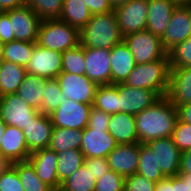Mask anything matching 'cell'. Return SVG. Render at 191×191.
<instances>
[{"instance_id":"cell-1","label":"cell","mask_w":191,"mask_h":191,"mask_svg":"<svg viewBox=\"0 0 191 191\" xmlns=\"http://www.w3.org/2000/svg\"><path fill=\"white\" fill-rule=\"evenodd\" d=\"M139 143L172 137L178 120L177 108L166 96L135 115Z\"/></svg>"},{"instance_id":"cell-2","label":"cell","mask_w":191,"mask_h":191,"mask_svg":"<svg viewBox=\"0 0 191 191\" xmlns=\"http://www.w3.org/2000/svg\"><path fill=\"white\" fill-rule=\"evenodd\" d=\"M79 35L84 48L112 49L123 41L114 11L92 15Z\"/></svg>"},{"instance_id":"cell-3","label":"cell","mask_w":191,"mask_h":191,"mask_svg":"<svg viewBox=\"0 0 191 191\" xmlns=\"http://www.w3.org/2000/svg\"><path fill=\"white\" fill-rule=\"evenodd\" d=\"M170 71L168 57L145 64H136L124 84L133 88L148 89L163 97L168 91Z\"/></svg>"},{"instance_id":"cell-4","label":"cell","mask_w":191,"mask_h":191,"mask_svg":"<svg viewBox=\"0 0 191 191\" xmlns=\"http://www.w3.org/2000/svg\"><path fill=\"white\" fill-rule=\"evenodd\" d=\"M36 43L63 53L80 44L79 30L59 19H44L40 23Z\"/></svg>"},{"instance_id":"cell-5","label":"cell","mask_w":191,"mask_h":191,"mask_svg":"<svg viewBox=\"0 0 191 191\" xmlns=\"http://www.w3.org/2000/svg\"><path fill=\"white\" fill-rule=\"evenodd\" d=\"M136 64H145L168 57L162 46L161 38L148 30L131 33L123 37Z\"/></svg>"},{"instance_id":"cell-6","label":"cell","mask_w":191,"mask_h":191,"mask_svg":"<svg viewBox=\"0 0 191 191\" xmlns=\"http://www.w3.org/2000/svg\"><path fill=\"white\" fill-rule=\"evenodd\" d=\"M92 105L63 98L58 108L49 114L53 127L83 130L87 124Z\"/></svg>"},{"instance_id":"cell-7","label":"cell","mask_w":191,"mask_h":191,"mask_svg":"<svg viewBox=\"0 0 191 191\" xmlns=\"http://www.w3.org/2000/svg\"><path fill=\"white\" fill-rule=\"evenodd\" d=\"M191 37V2H179L161 37L162 46L168 52L175 45Z\"/></svg>"},{"instance_id":"cell-8","label":"cell","mask_w":191,"mask_h":191,"mask_svg":"<svg viewBox=\"0 0 191 191\" xmlns=\"http://www.w3.org/2000/svg\"><path fill=\"white\" fill-rule=\"evenodd\" d=\"M62 63L61 52L44 48L36 43L25 69L32 75L56 79L62 72Z\"/></svg>"},{"instance_id":"cell-9","label":"cell","mask_w":191,"mask_h":191,"mask_svg":"<svg viewBox=\"0 0 191 191\" xmlns=\"http://www.w3.org/2000/svg\"><path fill=\"white\" fill-rule=\"evenodd\" d=\"M5 13L9 16L11 34H14L15 40L37 42L42 20L28 5L6 10Z\"/></svg>"},{"instance_id":"cell-10","label":"cell","mask_w":191,"mask_h":191,"mask_svg":"<svg viewBox=\"0 0 191 191\" xmlns=\"http://www.w3.org/2000/svg\"><path fill=\"white\" fill-rule=\"evenodd\" d=\"M63 98L93 105L97 84L86 75L61 72L56 78Z\"/></svg>"},{"instance_id":"cell-11","label":"cell","mask_w":191,"mask_h":191,"mask_svg":"<svg viewBox=\"0 0 191 191\" xmlns=\"http://www.w3.org/2000/svg\"><path fill=\"white\" fill-rule=\"evenodd\" d=\"M114 12L123 37L146 30L148 1L130 0L127 4L116 8Z\"/></svg>"},{"instance_id":"cell-12","label":"cell","mask_w":191,"mask_h":191,"mask_svg":"<svg viewBox=\"0 0 191 191\" xmlns=\"http://www.w3.org/2000/svg\"><path fill=\"white\" fill-rule=\"evenodd\" d=\"M39 112L15 93L0 97V118L6 125L22 130Z\"/></svg>"},{"instance_id":"cell-13","label":"cell","mask_w":191,"mask_h":191,"mask_svg":"<svg viewBox=\"0 0 191 191\" xmlns=\"http://www.w3.org/2000/svg\"><path fill=\"white\" fill-rule=\"evenodd\" d=\"M117 88L118 113L136 115L160 98L154 91L129 87L124 83H117Z\"/></svg>"},{"instance_id":"cell-14","label":"cell","mask_w":191,"mask_h":191,"mask_svg":"<svg viewBox=\"0 0 191 191\" xmlns=\"http://www.w3.org/2000/svg\"><path fill=\"white\" fill-rule=\"evenodd\" d=\"M118 145L108 132V128H89L82 130V143L80 150L85 158L106 156Z\"/></svg>"},{"instance_id":"cell-15","label":"cell","mask_w":191,"mask_h":191,"mask_svg":"<svg viewBox=\"0 0 191 191\" xmlns=\"http://www.w3.org/2000/svg\"><path fill=\"white\" fill-rule=\"evenodd\" d=\"M146 144L155 154L156 164L165 177L179 173L182 152L174 144L172 137L151 140Z\"/></svg>"},{"instance_id":"cell-16","label":"cell","mask_w":191,"mask_h":191,"mask_svg":"<svg viewBox=\"0 0 191 191\" xmlns=\"http://www.w3.org/2000/svg\"><path fill=\"white\" fill-rule=\"evenodd\" d=\"M85 75L97 85L111 84L110 49L84 48Z\"/></svg>"},{"instance_id":"cell-17","label":"cell","mask_w":191,"mask_h":191,"mask_svg":"<svg viewBox=\"0 0 191 191\" xmlns=\"http://www.w3.org/2000/svg\"><path fill=\"white\" fill-rule=\"evenodd\" d=\"M110 170L128 177L136 173L139 160V142L118 144L107 156Z\"/></svg>"},{"instance_id":"cell-18","label":"cell","mask_w":191,"mask_h":191,"mask_svg":"<svg viewBox=\"0 0 191 191\" xmlns=\"http://www.w3.org/2000/svg\"><path fill=\"white\" fill-rule=\"evenodd\" d=\"M52 129L53 124L47 114L39 112L31 119L22 129L30 153L49 147Z\"/></svg>"},{"instance_id":"cell-19","label":"cell","mask_w":191,"mask_h":191,"mask_svg":"<svg viewBox=\"0 0 191 191\" xmlns=\"http://www.w3.org/2000/svg\"><path fill=\"white\" fill-rule=\"evenodd\" d=\"M30 154L23 131L16 126L6 125L0 145V156L11 164L27 161Z\"/></svg>"},{"instance_id":"cell-20","label":"cell","mask_w":191,"mask_h":191,"mask_svg":"<svg viewBox=\"0 0 191 191\" xmlns=\"http://www.w3.org/2000/svg\"><path fill=\"white\" fill-rule=\"evenodd\" d=\"M178 3V0L148 1L146 30L161 38L168 27L173 10Z\"/></svg>"},{"instance_id":"cell-21","label":"cell","mask_w":191,"mask_h":191,"mask_svg":"<svg viewBox=\"0 0 191 191\" xmlns=\"http://www.w3.org/2000/svg\"><path fill=\"white\" fill-rule=\"evenodd\" d=\"M56 160V152L49 147L37 150L28 157L39 179L52 189L60 188L61 185L56 174Z\"/></svg>"},{"instance_id":"cell-22","label":"cell","mask_w":191,"mask_h":191,"mask_svg":"<svg viewBox=\"0 0 191 191\" xmlns=\"http://www.w3.org/2000/svg\"><path fill=\"white\" fill-rule=\"evenodd\" d=\"M166 97L176 108L191 102V67L171 68Z\"/></svg>"},{"instance_id":"cell-23","label":"cell","mask_w":191,"mask_h":191,"mask_svg":"<svg viewBox=\"0 0 191 191\" xmlns=\"http://www.w3.org/2000/svg\"><path fill=\"white\" fill-rule=\"evenodd\" d=\"M111 84L124 83L136 66L135 59L124 41L110 49Z\"/></svg>"},{"instance_id":"cell-24","label":"cell","mask_w":191,"mask_h":191,"mask_svg":"<svg viewBox=\"0 0 191 191\" xmlns=\"http://www.w3.org/2000/svg\"><path fill=\"white\" fill-rule=\"evenodd\" d=\"M135 115L128 113L110 114L108 132L118 144L138 143Z\"/></svg>"},{"instance_id":"cell-25","label":"cell","mask_w":191,"mask_h":191,"mask_svg":"<svg viewBox=\"0 0 191 191\" xmlns=\"http://www.w3.org/2000/svg\"><path fill=\"white\" fill-rule=\"evenodd\" d=\"M46 80L44 77L27 73L15 94L29 106L41 112V100Z\"/></svg>"},{"instance_id":"cell-26","label":"cell","mask_w":191,"mask_h":191,"mask_svg":"<svg viewBox=\"0 0 191 191\" xmlns=\"http://www.w3.org/2000/svg\"><path fill=\"white\" fill-rule=\"evenodd\" d=\"M92 14L84 0H63L59 20L79 31L89 22Z\"/></svg>"},{"instance_id":"cell-27","label":"cell","mask_w":191,"mask_h":191,"mask_svg":"<svg viewBox=\"0 0 191 191\" xmlns=\"http://www.w3.org/2000/svg\"><path fill=\"white\" fill-rule=\"evenodd\" d=\"M27 71L24 66L9 61H2L0 66V97L16 93Z\"/></svg>"},{"instance_id":"cell-28","label":"cell","mask_w":191,"mask_h":191,"mask_svg":"<svg viewBox=\"0 0 191 191\" xmlns=\"http://www.w3.org/2000/svg\"><path fill=\"white\" fill-rule=\"evenodd\" d=\"M56 174L58 182L62 184L71 174L84 164L85 156L80 149H70L56 152Z\"/></svg>"},{"instance_id":"cell-29","label":"cell","mask_w":191,"mask_h":191,"mask_svg":"<svg viewBox=\"0 0 191 191\" xmlns=\"http://www.w3.org/2000/svg\"><path fill=\"white\" fill-rule=\"evenodd\" d=\"M82 131L70 128L53 127L49 148L55 152L80 149Z\"/></svg>"},{"instance_id":"cell-30","label":"cell","mask_w":191,"mask_h":191,"mask_svg":"<svg viewBox=\"0 0 191 191\" xmlns=\"http://www.w3.org/2000/svg\"><path fill=\"white\" fill-rule=\"evenodd\" d=\"M136 173L155 183L165 178L156 164L155 154L146 143H139V160Z\"/></svg>"},{"instance_id":"cell-31","label":"cell","mask_w":191,"mask_h":191,"mask_svg":"<svg viewBox=\"0 0 191 191\" xmlns=\"http://www.w3.org/2000/svg\"><path fill=\"white\" fill-rule=\"evenodd\" d=\"M34 42L13 40L2 44V61H9L26 66L34 49Z\"/></svg>"},{"instance_id":"cell-32","label":"cell","mask_w":191,"mask_h":191,"mask_svg":"<svg viewBox=\"0 0 191 191\" xmlns=\"http://www.w3.org/2000/svg\"><path fill=\"white\" fill-rule=\"evenodd\" d=\"M117 84L98 85L92 107L108 114L118 113Z\"/></svg>"},{"instance_id":"cell-33","label":"cell","mask_w":191,"mask_h":191,"mask_svg":"<svg viewBox=\"0 0 191 191\" xmlns=\"http://www.w3.org/2000/svg\"><path fill=\"white\" fill-rule=\"evenodd\" d=\"M17 170L21 185L24 191H52L53 189L45 182L41 181L36 174L32 164L27 161L11 163Z\"/></svg>"},{"instance_id":"cell-34","label":"cell","mask_w":191,"mask_h":191,"mask_svg":"<svg viewBox=\"0 0 191 191\" xmlns=\"http://www.w3.org/2000/svg\"><path fill=\"white\" fill-rule=\"evenodd\" d=\"M96 178L83 164L60 185L64 191H94Z\"/></svg>"},{"instance_id":"cell-35","label":"cell","mask_w":191,"mask_h":191,"mask_svg":"<svg viewBox=\"0 0 191 191\" xmlns=\"http://www.w3.org/2000/svg\"><path fill=\"white\" fill-rule=\"evenodd\" d=\"M62 72L85 75L84 47L80 44L62 53Z\"/></svg>"},{"instance_id":"cell-36","label":"cell","mask_w":191,"mask_h":191,"mask_svg":"<svg viewBox=\"0 0 191 191\" xmlns=\"http://www.w3.org/2000/svg\"><path fill=\"white\" fill-rule=\"evenodd\" d=\"M63 96L57 79H47L41 100V113L51 114L62 102Z\"/></svg>"},{"instance_id":"cell-37","label":"cell","mask_w":191,"mask_h":191,"mask_svg":"<svg viewBox=\"0 0 191 191\" xmlns=\"http://www.w3.org/2000/svg\"><path fill=\"white\" fill-rule=\"evenodd\" d=\"M28 5L41 20L58 19L62 10L63 0H26Z\"/></svg>"},{"instance_id":"cell-38","label":"cell","mask_w":191,"mask_h":191,"mask_svg":"<svg viewBox=\"0 0 191 191\" xmlns=\"http://www.w3.org/2000/svg\"><path fill=\"white\" fill-rule=\"evenodd\" d=\"M170 68L191 67V37L178 43L167 52Z\"/></svg>"},{"instance_id":"cell-39","label":"cell","mask_w":191,"mask_h":191,"mask_svg":"<svg viewBox=\"0 0 191 191\" xmlns=\"http://www.w3.org/2000/svg\"><path fill=\"white\" fill-rule=\"evenodd\" d=\"M125 177L109 170L96 180L94 191H124Z\"/></svg>"},{"instance_id":"cell-40","label":"cell","mask_w":191,"mask_h":191,"mask_svg":"<svg viewBox=\"0 0 191 191\" xmlns=\"http://www.w3.org/2000/svg\"><path fill=\"white\" fill-rule=\"evenodd\" d=\"M174 144L181 152L191 149V124L177 120L172 134Z\"/></svg>"},{"instance_id":"cell-41","label":"cell","mask_w":191,"mask_h":191,"mask_svg":"<svg viewBox=\"0 0 191 191\" xmlns=\"http://www.w3.org/2000/svg\"><path fill=\"white\" fill-rule=\"evenodd\" d=\"M0 191H24L17 170L11 164L0 174Z\"/></svg>"},{"instance_id":"cell-42","label":"cell","mask_w":191,"mask_h":191,"mask_svg":"<svg viewBox=\"0 0 191 191\" xmlns=\"http://www.w3.org/2000/svg\"><path fill=\"white\" fill-rule=\"evenodd\" d=\"M155 185V182L135 173L125 178L124 191H154Z\"/></svg>"},{"instance_id":"cell-43","label":"cell","mask_w":191,"mask_h":191,"mask_svg":"<svg viewBox=\"0 0 191 191\" xmlns=\"http://www.w3.org/2000/svg\"><path fill=\"white\" fill-rule=\"evenodd\" d=\"M154 191H189V189L187 180H182L178 175H175L159 180Z\"/></svg>"},{"instance_id":"cell-44","label":"cell","mask_w":191,"mask_h":191,"mask_svg":"<svg viewBox=\"0 0 191 191\" xmlns=\"http://www.w3.org/2000/svg\"><path fill=\"white\" fill-rule=\"evenodd\" d=\"M84 165L91 171L96 180L110 170L106 158L101 157L85 158Z\"/></svg>"},{"instance_id":"cell-45","label":"cell","mask_w":191,"mask_h":191,"mask_svg":"<svg viewBox=\"0 0 191 191\" xmlns=\"http://www.w3.org/2000/svg\"><path fill=\"white\" fill-rule=\"evenodd\" d=\"M110 114L104 111L91 108L87 127L89 128H108Z\"/></svg>"},{"instance_id":"cell-46","label":"cell","mask_w":191,"mask_h":191,"mask_svg":"<svg viewBox=\"0 0 191 191\" xmlns=\"http://www.w3.org/2000/svg\"><path fill=\"white\" fill-rule=\"evenodd\" d=\"M15 40L14 34H11V22L9 16L4 12L0 14V42L2 44Z\"/></svg>"},{"instance_id":"cell-47","label":"cell","mask_w":191,"mask_h":191,"mask_svg":"<svg viewBox=\"0 0 191 191\" xmlns=\"http://www.w3.org/2000/svg\"><path fill=\"white\" fill-rule=\"evenodd\" d=\"M92 15L114 11L109 0H84Z\"/></svg>"},{"instance_id":"cell-48","label":"cell","mask_w":191,"mask_h":191,"mask_svg":"<svg viewBox=\"0 0 191 191\" xmlns=\"http://www.w3.org/2000/svg\"><path fill=\"white\" fill-rule=\"evenodd\" d=\"M179 173L191 174V149L182 152Z\"/></svg>"},{"instance_id":"cell-49","label":"cell","mask_w":191,"mask_h":191,"mask_svg":"<svg viewBox=\"0 0 191 191\" xmlns=\"http://www.w3.org/2000/svg\"><path fill=\"white\" fill-rule=\"evenodd\" d=\"M177 111L181 121L191 124V102L178 106Z\"/></svg>"},{"instance_id":"cell-50","label":"cell","mask_w":191,"mask_h":191,"mask_svg":"<svg viewBox=\"0 0 191 191\" xmlns=\"http://www.w3.org/2000/svg\"><path fill=\"white\" fill-rule=\"evenodd\" d=\"M1 7L4 11L26 5V0H0Z\"/></svg>"},{"instance_id":"cell-51","label":"cell","mask_w":191,"mask_h":191,"mask_svg":"<svg viewBox=\"0 0 191 191\" xmlns=\"http://www.w3.org/2000/svg\"><path fill=\"white\" fill-rule=\"evenodd\" d=\"M109 1L113 10H115L116 8L120 6L127 4L130 0H109Z\"/></svg>"},{"instance_id":"cell-52","label":"cell","mask_w":191,"mask_h":191,"mask_svg":"<svg viewBox=\"0 0 191 191\" xmlns=\"http://www.w3.org/2000/svg\"><path fill=\"white\" fill-rule=\"evenodd\" d=\"M182 180H187V187L191 191V174L178 173L177 174Z\"/></svg>"},{"instance_id":"cell-53","label":"cell","mask_w":191,"mask_h":191,"mask_svg":"<svg viewBox=\"0 0 191 191\" xmlns=\"http://www.w3.org/2000/svg\"><path fill=\"white\" fill-rule=\"evenodd\" d=\"M10 165V163L0 156V174Z\"/></svg>"},{"instance_id":"cell-54","label":"cell","mask_w":191,"mask_h":191,"mask_svg":"<svg viewBox=\"0 0 191 191\" xmlns=\"http://www.w3.org/2000/svg\"><path fill=\"white\" fill-rule=\"evenodd\" d=\"M5 129H6V124L0 118V145H1V141H2V138H3V134L5 132Z\"/></svg>"},{"instance_id":"cell-55","label":"cell","mask_w":191,"mask_h":191,"mask_svg":"<svg viewBox=\"0 0 191 191\" xmlns=\"http://www.w3.org/2000/svg\"><path fill=\"white\" fill-rule=\"evenodd\" d=\"M52 191H64V190L61 188H56V189H53Z\"/></svg>"},{"instance_id":"cell-56","label":"cell","mask_w":191,"mask_h":191,"mask_svg":"<svg viewBox=\"0 0 191 191\" xmlns=\"http://www.w3.org/2000/svg\"><path fill=\"white\" fill-rule=\"evenodd\" d=\"M179 2H191V0H178Z\"/></svg>"},{"instance_id":"cell-57","label":"cell","mask_w":191,"mask_h":191,"mask_svg":"<svg viewBox=\"0 0 191 191\" xmlns=\"http://www.w3.org/2000/svg\"><path fill=\"white\" fill-rule=\"evenodd\" d=\"M5 11L2 9L1 4H0V14L4 13Z\"/></svg>"},{"instance_id":"cell-58","label":"cell","mask_w":191,"mask_h":191,"mask_svg":"<svg viewBox=\"0 0 191 191\" xmlns=\"http://www.w3.org/2000/svg\"><path fill=\"white\" fill-rule=\"evenodd\" d=\"M0 55H2V43L0 42Z\"/></svg>"},{"instance_id":"cell-59","label":"cell","mask_w":191,"mask_h":191,"mask_svg":"<svg viewBox=\"0 0 191 191\" xmlns=\"http://www.w3.org/2000/svg\"><path fill=\"white\" fill-rule=\"evenodd\" d=\"M1 63H2V55H0V66H1Z\"/></svg>"}]
</instances>
